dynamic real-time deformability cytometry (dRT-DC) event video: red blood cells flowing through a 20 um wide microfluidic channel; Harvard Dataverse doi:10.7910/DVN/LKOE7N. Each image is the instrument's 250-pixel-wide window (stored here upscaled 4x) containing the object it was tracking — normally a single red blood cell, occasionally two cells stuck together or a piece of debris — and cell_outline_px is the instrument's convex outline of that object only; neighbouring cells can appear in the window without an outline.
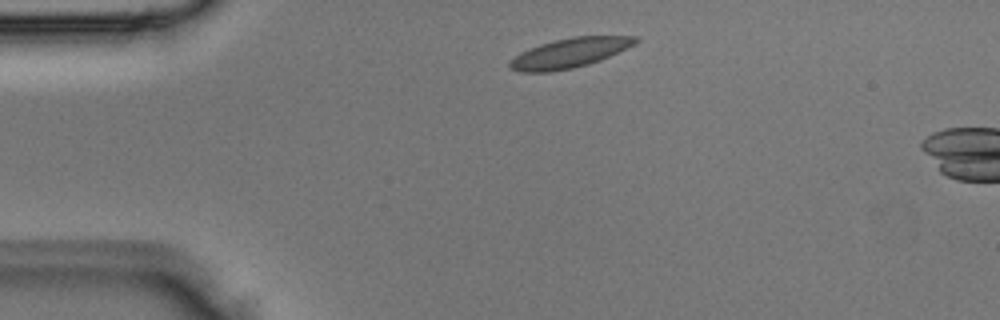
{"species": "Egyptian fruit bat (a non-hibernating species)", "species_latin": "Rousettus aegyptiacus", "temperature_condition": "room temperature", "stored_images_in_passage": 3, "camera_frame_rate_fps": 3000, "um_per_image_px": 0.085, "animal": {"sex": "male"}, "frame": {"image": 1, "passage_image": 1, "time_ms": 0.0, "image_size_px": [1000, 320], "cell_outline_px": [[640, 40], [600, 60], [588, 64], [572, 68], [548, 72], [520, 72], [508, 68], [508, 64], [520, 52], [540, 44], [572, 36], [640, 36]], "centroid_in_image_um": [48.37, 4.5], "position_along_channel_um": 36.6, "area_um2": 21.33}}